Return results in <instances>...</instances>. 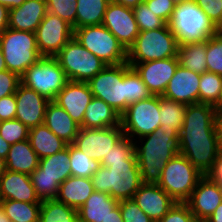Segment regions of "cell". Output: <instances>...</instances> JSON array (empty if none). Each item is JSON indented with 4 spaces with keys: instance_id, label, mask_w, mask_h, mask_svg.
<instances>
[{
    "instance_id": "6",
    "label": "cell",
    "mask_w": 222,
    "mask_h": 222,
    "mask_svg": "<svg viewBox=\"0 0 222 222\" xmlns=\"http://www.w3.org/2000/svg\"><path fill=\"white\" fill-rule=\"evenodd\" d=\"M69 160V144L62 151L39 159V165L30 178L41 201L55 199L60 184L72 176Z\"/></svg>"
},
{
    "instance_id": "58",
    "label": "cell",
    "mask_w": 222,
    "mask_h": 222,
    "mask_svg": "<svg viewBox=\"0 0 222 222\" xmlns=\"http://www.w3.org/2000/svg\"><path fill=\"white\" fill-rule=\"evenodd\" d=\"M4 70H7V66H6L5 59H4V56H3V52H2V49H1V46H0V72L4 71Z\"/></svg>"
},
{
    "instance_id": "17",
    "label": "cell",
    "mask_w": 222,
    "mask_h": 222,
    "mask_svg": "<svg viewBox=\"0 0 222 222\" xmlns=\"http://www.w3.org/2000/svg\"><path fill=\"white\" fill-rule=\"evenodd\" d=\"M152 95L162 96L179 65L178 57L129 64Z\"/></svg>"
},
{
    "instance_id": "54",
    "label": "cell",
    "mask_w": 222,
    "mask_h": 222,
    "mask_svg": "<svg viewBox=\"0 0 222 222\" xmlns=\"http://www.w3.org/2000/svg\"><path fill=\"white\" fill-rule=\"evenodd\" d=\"M205 222H222V202Z\"/></svg>"
},
{
    "instance_id": "18",
    "label": "cell",
    "mask_w": 222,
    "mask_h": 222,
    "mask_svg": "<svg viewBox=\"0 0 222 222\" xmlns=\"http://www.w3.org/2000/svg\"><path fill=\"white\" fill-rule=\"evenodd\" d=\"M222 202V187L203 175L185 202L199 222H205Z\"/></svg>"
},
{
    "instance_id": "43",
    "label": "cell",
    "mask_w": 222,
    "mask_h": 222,
    "mask_svg": "<svg viewBox=\"0 0 222 222\" xmlns=\"http://www.w3.org/2000/svg\"><path fill=\"white\" fill-rule=\"evenodd\" d=\"M135 153L134 141L124 136L113 146L108 155H105L101 161V166L108 167L110 162H123Z\"/></svg>"
},
{
    "instance_id": "59",
    "label": "cell",
    "mask_w": 222,
    "mask_h": 222,
    "mask_svg": "<svg viewBox=\"0 0 222 222\" xmlns=\"http://www.w3.org/2000/svg\"><path fill=\"white\" fill-rule=\"evenodd\" d=\"M216 113H222V90L218 102L214 105Z\"/></svg>"
},
{
    "instance_id": "9",
    "label": "cell",
    "mask_w": 222,
    "mask_h": 222,
    "mask_svg": "<svg viewBox=\"0 0 222 222\" xmlns=\"http://www.w3.org/2000/svg\"><path fill=\"white\" fill-rule=\"evenodd\" d=\"M73 37L106 65L127 62V50L102 24L74 29Z\"/></svg>"
},
{
    "instance_id": "36",
    "label": "cell",
    "mask_w": 222,
    "mask_h": 222,
    "mask_svg": "<svg viewBox=\"0 0 222 222\" xmlns=\"http://www.w3.org/2000/svg\"><path fill=\"white\" fill-rule=\"evenodd\" d=\"M69 151L72 176L91 178L100 168L99 161L88 157L73 144H69Z\"/></svg>"
},
{
    "instance_id": "28",
    "label": "cell",
    "mask_w": 222,
    "mask_h": 222,
    "mask_svg": "<svg viewBox=\"0 0 222 222\" xmlns=\"http://www.w3.org/2000/svg\"><path fill=\"white\" fill-rule=\"evenodd\" d=\"M118 204L109 194L94 191L78 209V222H104Z\"/></svg>"
},
{
    "instance_id": "47",
    "label": "cell",
    "mask_w": 222,
    "mask_h": 222,
    "mask_svg": "<svg viewBox=\"0 0 222 222\" xmlns=\"http://www.w3.org/2000/svg\"><path fill=\"white\" fill-rule=\"evenodd\" d=\"M149 10L168 24L176 3L173 0H144Z\"/></svg>"
},
{
    "instance_id": "56",
    "label": "cell",
    "mask_w": 222,
    "mask_h": 222,
    "mask_svg": "<svg viewBox=\"0 0 222 222\" xmlns=\"http://www.w3.org/2000/svg\"><path fill=\"white\" fill-rule=\"evenodd\" d=\"M10 145L7 141H5L1 136H0V157L3 159L7 158Z\"/></svg>"
},
{
    "instance_id": "4",
    "label": "cell",
    "mask_w": 222,
    "mask_h": 222,
    "mask_svg": "<svg viewBox=\"0 0 222 222\" xmlns=\"http://www.w3.org/2000/svg\"><path fill=\"white\" fill-rule=\"evenodd\" d=\"M168 25L179 45L205 41L219 31L194 0L176 3Z\"/></svg>"
},
{
    "instance_id": "46",
    "label": "cell",
    "mask_w": 222,
    "mask_h": 222,
    "mask_svg": "<svg viewBox=\"0 0 222 222\" xmlns=\"http://www.w3.org/2000/svg\"><path fill=\"white\" fill-rule=\"evenodd\" d=\"M213 24L222 30V0H194Z\"/></svg>"
},
{
    "instance_id": "42",
    "label": "cell",
    "mask_w": 222,
    "mask_h": 222,
    "mask_svg": "<svg viewBox=\"0 0 222 222\" xmlns=\"http://www.w3.org/2000/svg\"><path fill=\"white\" fill-rule=\"evenodd\" d=\"M0 136L9 144H15L28 139L29 128L16 118L6 120L0 126Z\"/></svg>"
},
{
    "instance_id": "5",
    "label": "cell",
    "mask_w": 222,
    "mask_h": 222,
    "mask_svg": "<svg viewBox=\"0 0 222 222\" xmlns=\"http://www.w3.org/2000/svg\"><path fill=\"white\" fill-rule=\"evenodd\" d=\"M178 48L177 38L168 24L155 30L142 31L127 51V63L137 64L178 57Z\"/></svg>"
},
{
    "instance_id": "20",
    "label": "cell",
    "mask_w": 222,
    "mask_h": 222,
    "mask_svg": "<svg viewBox=\"0 0 222 222\" xmlns=\"http://www.w3.org/2000/svg\"><path fill=\"white\" fill-rule=\"evenodd\" d=\"M93 97L87 82L69 80L57 94L54 102L62 107L81 126L86 107Z\"/></svg>"
},
{
    "instance_id": "44",
    "label": "cell",
    "mask_w": 222,
    "mask_h": 222,
    "mask_svg": "<svg viewBox=\"0 0 222 222\" xmlns=\"http://www.w3.org/2000/svg\"><path fill=\"white\" fill-rule=\"evenodd\" d=\"M119 206L124 222H154L133 199L120 200Z\"/></svg>"
},
{
    "instance_id": "13",
    "label": "cell",
    "mask_w": 222,
    "mask_h": 222,
    "mask_svg": "<svg viewBox=\"0 0 222 222\" xmlns=\"http://www.w3.org/2000/svg\"><path fill=\"white\" fill-rule=\"evenodd\" d=\"M87 83L94 97L102 99L120 114L126 110L125 63L107 65Z\"/></svg>"
},
{
    "instance_id": "38",
    "label": "cell",
    "mask_w": 222,
    "mask_h": 222,
    "mask_svg": "<svg viewBox=\"0 0 222 222\" xmlns=\"http://www.w3.org/2000/svg\"><path fill=\"white\" fill-rule=\"evenodd\" d=\"M222 90V76L212 72L201 74L199 85V103L215 105Z\"/></svg>"
},
{
    "instance_id": "35",
    "label": "cell",
    "mask_w": 222,
    "mask_h": 222,
    "mask_svg": "<svg viewBox=\"0 0 222 222\" xmlns=\"http://www.w3.org/2000/svg\"><path fill=\"white\" fill-rule=\"evenodd\" d=\"M41 203L2 200L1 207L12 222H39Z\"/></svg>"
},
{
    "instance_id": "52",
    "label": "cell",
    "mask_w": 222,
    "mask_h": 222,
    "mask_svg": "<svg viewBox=\"0 0 222 222\" xmlns=\"http://www.w3.org/2000/svg\"><path fill=\"white\" fill-rule=\"evenodd\" d=\"M104 222H124L119 204L110 212Z\"/></svg>"
},
{
    "instance_id": "7",
    "label": "cell",
    "mask_w": 222,
    "mask_h": 222,
    "mask_svg": "<svg viewBox=\"0 0 222 222\" xmlns=\"http://www.w3.org/2000/svg\"><path fill=\"white\" fill-rule=\"evenodd\" d=\"M0 46L7 70L19 76L42 58L33 32L8 28L0 37Z\"/></svg>"
},
{
    "instance_id": "61",
    "label": "cell",
    "mask_w": 222,
    "mask_h": 222,
    "mask_svg": "<svg viewBox=\"0 0 222 222\" xmlns=\"http://www.w3.org/2000/svg\"><path fill=\"white\" fill-rule=\"evenodd\" d=\"M0 222H11L2 207H0Z\"/></svg>"
},
{
    "instance_id": "33",
    "label": "cell",
    "mask_w": 222,
    "mask_h": 222,
    "mask_svg": "<svg viewBox=\"0 0 222 222\" xmlns=\"http://www.w3.org/2000/svg\"><path fill=\"white\" fill-rule=\"evenodd\" d=\"M186 104L160 96V128L180 132L186 116Z\"/></svg>"
},
{
    "instance_id": "49",
    "label": "cell",
    "mask_w": 222,
    "mask_h": 222,
    "mask_svg": "<svg viewBox=\"0 0 222 222\" xmlns=\"http://www.w3.org/2000/svg\"><path fill=\"white\" fill-rule=\"evenodd\" d=\"M16 97L15 94L0 99V117L3 121L14 119L16 116Z\"/></svg>"
},
{
    "instance_id": "50",
    "label": "cell",
    "mask_w": 222,
    "mask_h": 222,
    "mask_svg": "<svg viewBox=\"0 0 222 222\" xmlns=\"http://www.w3.org/2000/svg\"><path fill=\"white\" fill-rule=\"evenodd\" d=\"M207 175L222 187V152L219 154L214 167Z\"/></svg>"
},
{
    "instance_id": "32",
    "label": "cell",
    "mask_w": 222,
    "mask_h": 222,
    "mask_svg": "<svg viewBox=\"0 0 222 222\" xmlns=\"http://www.w3.org/2000/svg\"><path fill=\"white\" fill-rule=\"evenodd\" d=\"M110 0H77L76 29L101 25Z\"/></svg>"
},
{
    "instance_id": "25",
    "label": "cell",
    "mask_w": 222,
    "mask_h": 222,
    "mask_svg": "<svg viewBox=\"0 0 222 222\" xmlns=\"http://www.w3.org/2000/svg\"><path fill=\"white\" fill-rule=\"evenodd\" d=\"M44 124L67 144H73L80 130V125L54 101L47 105Z\"/></svg>"
},
{
    "instance_id": "23",
    "label": "cell",
    "mask_w": 222,
    "mask_h": 222,
    "mask_svg": "<svg viewBox=\"0 0 222 222\" xmlns=\"http://www.w3.org/2000/svg\"><path fill=\"white\" fill-rule=\"evenodd\" d=\"M2 200L42 203L32 185L30 175L6 170L0 178Z\"/></svg>"
},
{
    "instance_id": "53",
    "label": "cell",
    "mask_w": 222,
    "mask_h": 222,
    "mask_svg": "<svg viewBox=\"0 0 222 222\" xmlns=\"http://www.w3.org/2000/svg\"><path fill=\"white\" fill-rule=\"evenodd\" d=\"M215 127L219 142V147L222 152V113H217L215 118Z\"/></svg>"
},
{
    "instance_id": "27",
    "label": "cell",
    "mask_w": 222,
    "mask_h": 222,
    "mask_svg": "<svg viewBox=\"0 0 222 222\" xmlns=\"http://www.w3.org/2000/svg\"><path fill=\"white\" fill-rule=\"evenodd\" d=\"M121 125V114L102 99L93 97L86 107L80 128L101 129Z\"/></svg>"
},
{
    "instance_id": "51",
    "label": "cell",
    "mask_w": 222,
    "mask_h": 222,
    "mask_svg": "<svg viewBox=\"0 0 222 222\" xmlns=\"http://www.w3.org/2000/svg\"><path fill=\"white\" fill-rule=\"evenodd\" d=\"M9 9L0 4V37L9 28Z\"/></svg>"
},
{
    "instance_id": "15",
    "label": "cell",
    "mask_w": 222,
    "mask_h": 222,
    "mask_svg": "<svg viewBox=\"0 0 222 222\" xmlns=\"http://www.w3.org/2000/svg\"><path fill=\"white\" fill-rule=\"evenodd\" d=\"M124 137L122 126L101 129L80 128L73 145L101 163L105 155Z\"/></svg>"
},
{
    "instance_id": "62",
    "label": "cell",
    "mask_w": 222,
    "mask_h": 222,
    "mask_svg": "<svg viewBox=\"0 0 222 222\" xmlns=\"http://www.w3.org/2000/svg\"><path fill=\"white\" fill-rule=\"evenodd\" d=\"M175 3H179V2H183V1H186V0H173Z\"/></svg>"
},
{
    "instance_id": "2",
    "label": "cell",
    "mask_w": 222,
    "mask_h": 222,
    "mask_svg": "<svg viewBox=\"0 0 222 222\" xmlns=\"http://www.w3.org/2000/svg\"><path fill=\"white\" fill-rule=\"evenodd\" d=\"M134 144L143 183L157 184L169 160L180 154L179 132L163 131L160 127L136 139Z\"/></svg>"
},
{
    "instance_id": "10",
    "label": "cell",
    "mask_w": 222,
    "mask_h": 222,
    "mask_svg": "<svg viewBox=\"0 0 222 222\" xmlns=\"http://www.w3.org/2000/svg\"><path fill=\"white\" fill-rule=\"evenodd\" d=\"M20 79L23 85L33 89L49 101H54L57 94L69 81L54 57H42L32 64L20 76Z\"/></svg>"
},
{
    "instance_id": "45",
    "label": "cell",
    "mask_w": 222,
    "mask_h": 222,
    "mask_svg": "<svg viewBox=\"0 0 222 222\" xmlns=\"http://www.w3.org/2000/svg\"><path fill=\"white\" fill-rule=\"evenodd\" d=\"M158 222H199L186 203L176 202Z\"/></svg>"
},
{
    "instance_id": "30",
    "label": "cell",
    "mask_w": 222,
    "mask_h": 222,
    "mask_svg": "<svg viewBox=\"0 0 222 222\" xmlns=\"http://www.w3.org/2000/svg\"><path fill=\"white\" fill-rule=\"evenodd\" d=\"M28 139L39 159L56 154L67 147V143L55 135L45 124L29 129Z\"/></svg>"
},
{
    "instance_id": "22",
    "label": "cell",
    "mask_w": 222,
    "mask_h": 222,
    "mask_svg": "<svg viewBox=\"0 0 222 222\" xmlns=\"http://www.w3.org/2000/svg\"><path fill=\"white\" fill-rule=\"evenodd\" d=\"M132 199L154 222H158L176 203L158 184L151 183H143Z\"/></svg>"
},
{
    "instance_id": "24",
    "label": "cell",
    "mask_w": 222,
    "mask_h": 222,
    "mask_svg": "<svg viewBox=\"0 0 222 222\" xmlns=\"http://www.w3.org/2000/svg\"><path fill=\"white\" fill-rule=\"evenodd\" d=\"M47 12L46 0H26L20 7L10 9L9 28L35 33Z\"/></svg>"
},
{
    "instance_id": "8",
    "label": "cell",
    "mask_w": 222,
    "mask_h": 222,
    "mask_svg": "<svg viewBox=\"0 0 222 222\" xmlns=\"http://www.w3.org/2000/svg\"><path fill=\"white\" fill-rule=\"evenodd\" d=\"M202 176L184 155L178 154L166 164L157 184L176 202L185 203Z\"/></svg>"
},
{
    "instance_id": "11",
    "label": "cell",
    "mask_w": 222,
    "mask_h": 222,
    "mask_svg": "<svg viewBox=\"0 0 222 222\" xmlns=\"http://www.w3.org/2000/svg\"><path fill=\"white\" fill-rule=\"evenodd\" d=\"M68 80L88 82L107 65L73 37L54 57Z\"/></svg>"
},
{
    "instance_id": "60",
    "label": "cell",
    "mask_w": 222,
    "mask_h": 222,
    "mask_svg": "<svg viewBox=\"0 0 222 222\" xmlns=\"http://www.w3.org/2000/svg\"><path fill=\"white\" fill-rule=\"evenodd\" d=\"M6 162L5 159L0 157V178L4 175L6 172Z\"/></svg>"
},
{
    "instance_id": "29",
    "label": "cell",
    "mask_w": 222,
    "mask_h": 222,
    "mask_svg": "<svg viewBox=\"0 0 222 222\" xmlns=\"http://www.w3.org/2000/svg\"><path fill=\"white\" fill-rule=\"evenodd\" d=\"M5 162L7 170L30 175L38 167L39 157L26 139L10 145Z\"/></svg>"
},
{
    "instance_id": "12",
    "label": "cell",
    "mask_w": 222,
    "mask_h": 222,
    "mask_svg": "<svg viewBox=\"0 0 222 222\" xmlns=\"http://www.w3.org/2000/svg\"><path fill=\"white\" fill-rule=\"evenodd\" d=\"M160 95L128 105L121 114V126L124 136L131 140L153 133L160 126Z\"/></svg>"
},
{
    "instance_id": "63",
    "label": "cell",
    "mask_w": 222,
    "mask_h": 222,
    "mask_svg": "<svg viewBox=\"0 0 222 222\" xmlns=\"http://www.w3.org/2000/svg\"><path fill=\"white\" fill-rule=\"evenodd\" d=\"M1 204H2V197H1V193H0V207H1Z\"/></svg>"
},
{
    "instance_id": "19",
    "label": "cell",
    "mask_w": 222,
    "mask_h": 222,
    "mask_svg": "<svg viewBox=\"0 0 222 222\" xmlns=\"http://www.w3.org/2000/svg\"><path fill=\"white\" fill-rule=\"evenodd\" d=\"M16 97V116L29 129L44 124V117L48 103L45 97L22 83L19 84Z\"/></svg>"
},
{
    "instance_id": "39",
    "label": "cell",
    "mask_w": 222,
    "mask_h": 222,
    "mask_svg": "<svg viewBox=\"0 0 222 222\" xmlns=\"http://www.w3.org/2000/svg\"><path fill=\"white\" fill-rule=\"evenodd\" d=\"M207 71L222 76V30L207 39Z\"/></svg>"
},
{
    "instance_id": "57",
    "label": "cell",
    "mask_w": 222,
    "mask_h": 222,
    "mask_svg": "<svg viewBox=\"0 0 222 222\" xmlns=\"http://www.w3.org/2000/svg\"><path fill=\"white\" fill-rule=\"evenodd\" d=\"M118 4H122L125 7L134 8L142 3L144 0H110Z\"/></svg>"
},
{
    "instance_id": "16",
    "label": "cell",
    "mask_w": 222,
    "mask_h": 222,
    "mask_svg": "<svg viewBox=\"0 0 222 222\" xmlns=\"http://www.w3.org/2000/svg\"><path fill=\"white\" fill-rule=\"evenodd\" d=\"M104 25L128 51L134 44L139 34L137 22L133 14V8L110 1L104 18Z\"/></svg>"
},
{
    "instance_id": "21",
    "label": "cell",
    "mask_w": 222,
    "mask_h": 222,
    "mask_svg": "<svg viewBox=\"0 0 222 222\" xmlns=\"http://www.w3.org/2000/svg\"><path fill=\"white\" fill-rule=\"evenodd\" d=\"M201 74L178 65L163 97L186 105L199 103Z\"/></svg>"
},
{
    "instance_id": "1",
    "label": "cell",
    "mask_w": 222,
    "mask_h": 222,
    "mask_svg": "<svg viewBox=\"0 0 222 222\" xmlns=\"http://www.w3.org/2000/svg\"><path fill=\"white\" fill-rule=\"evenodd\" d=\"M213 105L196 103L186 107V116L179 132L180 154L203 175H207L221 153Z\"/></svg>"
},
{
    "instance_id": "3",
    "label": "cell",
    "mask_w": 222,
    "mask_h": 222,
    "mask_svg": "<svg viewBox=\"0 0 222 222\" xmlns=\"http://www.w3.org/2000/svg\"><path fill=\"white\" fill-rule=\"evenodd\" d=\"M91 180L94 191L107 193L118 201L132 199L143 184L135 153L123 162L100 166Z\"/></svg>"
},
{
    "instance_id": "37",
    "label": "cell",
    "mask_w": 222,
    "mask_h": 222,
    "mask_svg": "<svg viewBox=\"0 0 222 222\" xmlns=\"http://www.w3.org/2000/svg\"><path fill=\"white\" fill-rule=\"evenodd\" d=\"M126 109L129 104L152 96L141 77L125 62Z\"/></svg>"
},
{
    "instance_id": "64",
    "label": "cell",
    "mask_w": 222,
    "mask_h": 222,
    "mask_svg": "<svg viewBox=\"0 0 222 222\" xmlns=\"http://www.w3.org/2000/svg\"><path fill=\"white\" fill-rule=\"evenodd\" d=\"M2 122H3V120H2L1 117H0V126H1Z\"/></svg>"
},
{
    "instance_id": "40",
    "label": "cell",
    "mask_w": 222,
    "mask_h": 222,
    "mask_svg": "<svg viewBox=\"0 0 222 222\" xmlns=\"http://www.w3.org/2000/svg\"><path fill=\"white\" fill-rule=\"evenodd\" d=\"M77 0H46L48 12L57 15L76 29Z\"/></svg>"
},
{
    "instance_id": "41",
    "label": "cell",
    "mask_w": 222,
    "mask_h": 222,
    "mask_svg": "<svg viewBox=\"0 0 222 222\" xmlns=\"http://www.w3.org/2000/svg\"><path fill=\"white\" fill-rule=\"evenodd\" d=\"M133 14L140 32L155 30L166 25L161 18L148 9L144 2L133 8Z\"/></svg>"
},
{
    "instance_id": "26",
    "label": "cell",
    "mask_w": 222,
    "mask_h": 222,
    "mask_svg": "<svg viewBox=\"0 0 222 222\" xmlns=\"http://www.w3.org/2000/svg\"><path fill=\"white\" fill-rule=\"evenodd\" d=\"M93 192L94 186L91 178L70 176L60 184L55 199L78 210Z\"/></svg>"
},
{
    "instance_id": "34",
    "label": "cell",
    "mask_w": 222,
    "mask_h": 222,
    "mask_svg": "<svg viewBox=\"0 0 222 222\" xmlns=\"http://www.w3.org/2000/svg\"><path fill=\"white\" fill-rule=\"evenodd\" d=\"M39 222H78V210L56 199L42 200Z\"/></svg>"
},
{
    "instance_id": "55",
    "label": "cell",
    "mask_w": 222,
    "mask_h": 222,
    "mask_svg": "<svg viewBox=\"0 0 222 222\" xmlns=\"http://www.w3.org/2000/svg\"><path fill=\"white\" fill-rule=\"evenodd\" d=\"M25 1L26 0H0V4L10 10L20 7Z\"/></svg>"
},
{
    "instance_id": "14",
    "label": "cell",
    "mask_w": 222,
    "mask_h": 222,
    "mask_svg": "<svg viewBox=\"0 0 222 222\" xmlns=\"http://www.w3.org/2000/svg\"><path fill=\"white\" fill-rule=\"evenodd\" d=\"M73 27L50 12L45 14L35 31L37 47L42 57H55L73 38Z\"/></svg>"
},
{
    "instance_id": "48",
    "label": "cell",
    "mask_w": 222,
    "mask_h": 222,
    "mask_svg": "<svg viewBox=\"0 0 222 222\" xmlns=\"http://www.w3.org/2000/svg\"><path fill=\"white\" fill-rule=\"evenodd\" d=\"M20 76L12 71L4 70L0 72V99L11 94H15L19 84Z\"/></svg>"
},
{
    "instance_id": "31",
    "label": "cell",
    "mask_w": 222,
    "mask_h": 222,
    "mask_svg": "<svg viewBox=\"0 0 222 222\" xmlns=\"http://www.w3.org/2000/svg\"><path fill=\"white\" fill-rule=\"evenodd\" d=\"M207 40L179 45V65L190 71L202 74L207 71Z\"/></svg>"
}]
</instances>
